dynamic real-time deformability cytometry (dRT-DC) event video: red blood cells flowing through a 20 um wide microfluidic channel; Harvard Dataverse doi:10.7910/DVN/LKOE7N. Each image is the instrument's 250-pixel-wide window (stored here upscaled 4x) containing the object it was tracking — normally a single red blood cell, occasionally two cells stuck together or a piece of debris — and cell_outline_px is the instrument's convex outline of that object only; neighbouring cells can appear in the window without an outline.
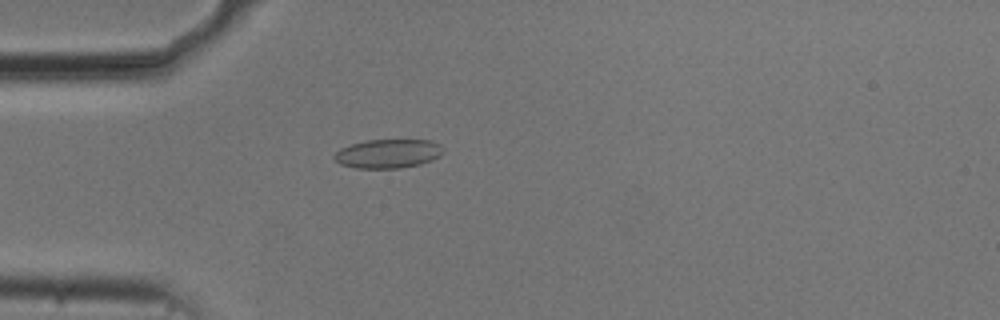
{"species": "common noctule bat (a hibernating species)", "species_latin": "Nyctalus noctula", "temperature_condition": "cold", "stored_images_in_passage": 37, "camera_frame_rate_fps": 3000, "um_per_image_px": 0.085, "animal": {"sex": "male", "body_mass_g": 20.5, "forearm_length_mm": 52.5}, "frame": {"image": 1, "passage_image": 3, "time_ms": 0.667, "image_size_px": [1000, 320], "cell_outline_px": [[444, 152], [440, 156], [432, 160], [420, 164], [400, 168], [356, 168], [340, 164], [332, 156], [340, 148], [364, 140], [432, 140], [440, 144], [444, 148]], "centroid_in_image_um": [33.01, 13.05], "position_along_channel_um": 52.0, "area_um2": 18.5}}
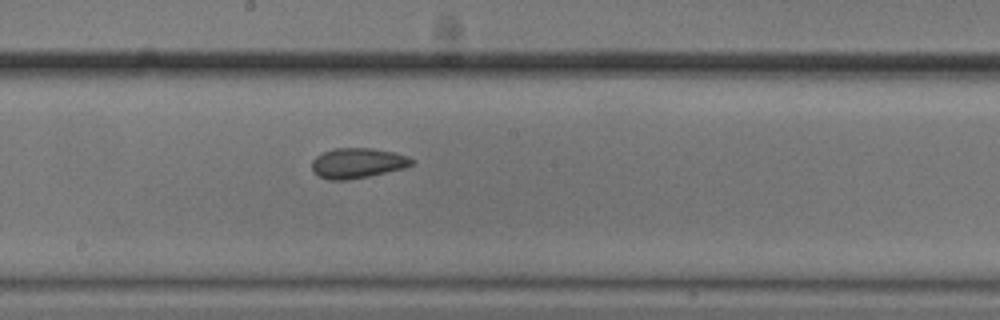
{"frame": {"image": 2, "passage_image": 17, "time_ms": 5.333, "image_size_px": [1000, 320], "cell_outline_px": [[416, 160], [412, 164], [404, 168], [368, 176], [348, 180], [328, 180], [320, 176], [312, 168], [312, 160], [316, 156], [332, 148], [372, 148], [396, 152], [408, 156]], "centroid_in_image_um": [30.42, 13.85], "position_along_channel_um": 217.8, "area_um2": 17.57}}
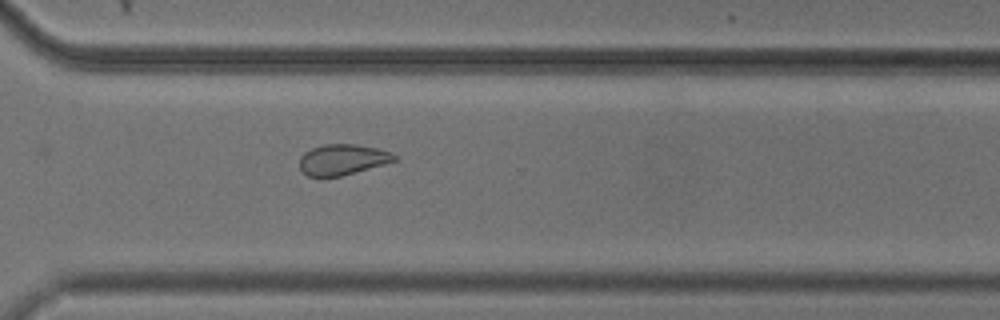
{"frame": {"image": 3, "passage_image": 27, "time_ms": 8.667, "image_size_px": [1000, 320], "cell_outline_px": [[400, 160], [340, 176], [308, 176], [300, 168], [300, 156], [304, 152], [312, 148], [324, 144], [356, 144], [376, 148], [392, 152]], "centroid_in_image_um": [29.14, 13.55], "position_along_channel_um": 341.5, "area_um2": 16.94}, "authors_computed_cell_mechanics": {"area_um2": 17.8024, "velocity_mm_per_s": 3.7265, "shape_relaxation_time_tau1_ms": 9.3881, "shape_relaxation_time_tau2_ms": 2.1624, "deformation_change_tau1": 0.0868, "deformation_change_tau2": 0.0638}}